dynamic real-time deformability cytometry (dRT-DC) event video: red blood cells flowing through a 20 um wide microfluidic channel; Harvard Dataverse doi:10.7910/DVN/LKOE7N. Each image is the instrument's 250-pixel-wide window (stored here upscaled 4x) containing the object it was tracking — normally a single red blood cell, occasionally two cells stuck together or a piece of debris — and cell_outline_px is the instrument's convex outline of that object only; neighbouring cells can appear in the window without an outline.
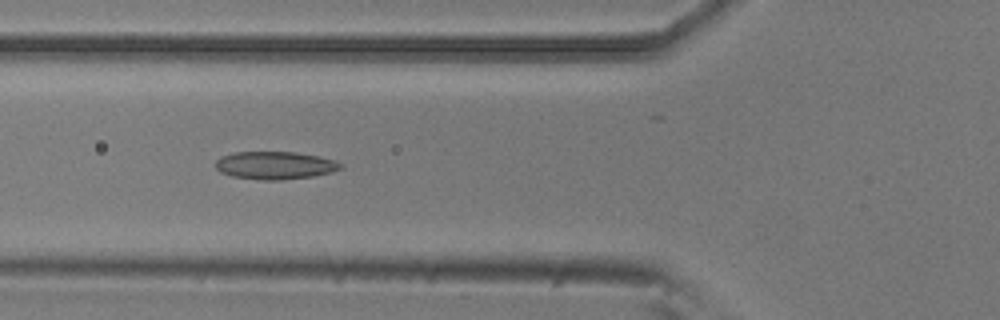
{"species": "common noctule bat (a hibernating species)", "species_latin": "Nyctalus noctula", "temperature_condition": "room temperature", "stored_images_in_passage": 36, "camera_frame_rate_fps": 3000, "um_per_image_px": 0.085, "animal": {"sex": "male", "body_mass_g": 20.5, "forearm_length_mm": 52.5}, "frame": {"image": 1, "passage_image": 6, "time_ms": 1.667, "image_size_px": [1000, 320], "cell_outline_px": [[344, 168], [332, 172], [312, 176], [280, 180], [264, 180], [232, 176], [220, 172], [216, 168], [216, 160], [220, 156], [236, 152], [296, 152], [320, 156], [336, 160]], "centroid_in_image_um": [23.39, 14.05], "position_along_channel_um": 102.4, "area_um2": 20.29}}
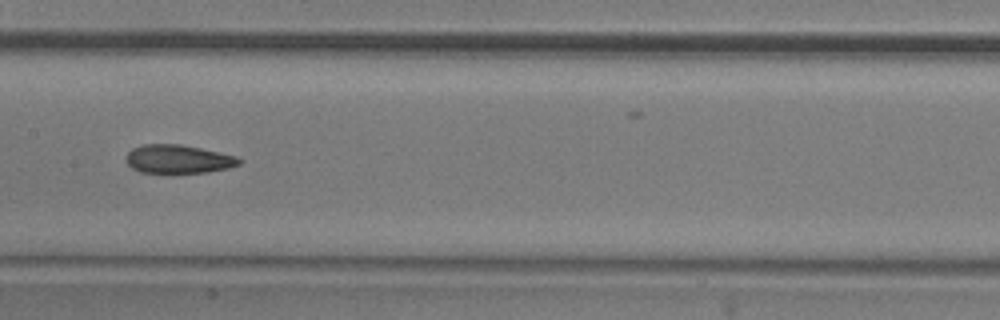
{"frame": {"image": 2, "passage_image": 13, "time_ms": 4.0, "image_size_px": [1000, 320], "cell_outline_px": [[240, 164], [228, 168], [208, 172], [140, 172], [132, 168], [124, 160], [124, 156], [132, 148], [144, 144], [180, 144], [200, 148], [236, 156], [240, 160]], "centroid_in_image_um": [15.1, 13.51], "position_along_channel_um": 192.3, "area_um2": 18.67}}
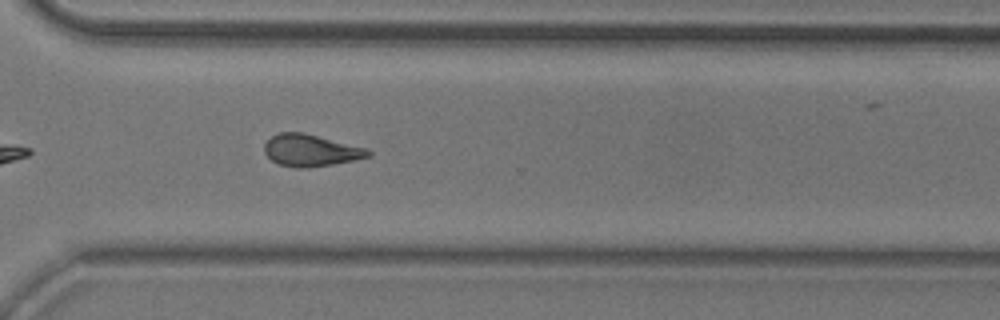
{"frame": {"image": 3, "passage_image": 25, "time_ms": 8.0, "image_size_px": [1000, 320], "cell_outline_px": [[372, 156], [332, 164], [308, 168], [300, 168], [280, 164], [272, 160], [264, 152], [264, 144], [272, 136], [280, 132], [304, 132], [368, 148], [372, 152]], "centroid_in_image_um": [26.44, 12.77], "position_along_channel_um": 344.2, "area_um2": 19.31}, "authors_computed_cell_mechanics": {"area_um2": 19.1896, "velocity_mm_per_s": 3.8134, "shape_relaxation_time_tau1_ms": null, "shape_relaxation_time_tau2_ms": 3.8736, "deformation_change_tau1": null, "deformation_change_tau2": 0.1048}}